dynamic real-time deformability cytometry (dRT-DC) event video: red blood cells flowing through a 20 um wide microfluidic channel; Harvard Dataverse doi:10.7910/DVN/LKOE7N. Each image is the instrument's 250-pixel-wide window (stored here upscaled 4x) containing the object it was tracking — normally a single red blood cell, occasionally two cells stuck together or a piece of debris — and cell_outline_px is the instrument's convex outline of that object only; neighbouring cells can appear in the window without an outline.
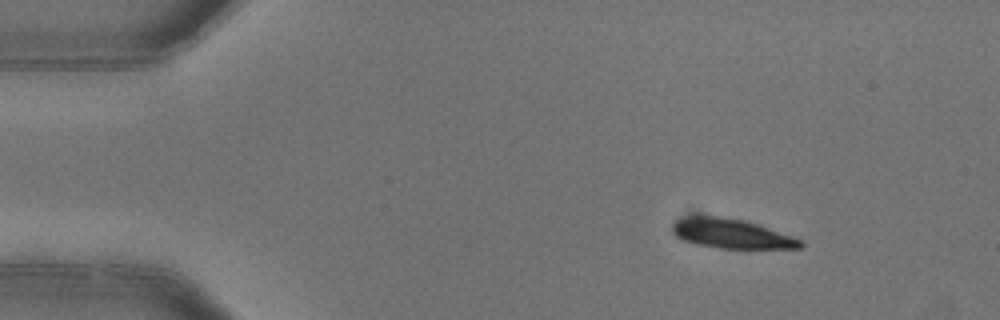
{"species": "common noctule bat (a hibernating species)", "species_latin": "Nyctalus noctula", "temperature_condition": "warm", "stored_images_in_passage": 4, "camera_frame_rate_fps": 3000, "um_per_image_px": 0.085, "animal": {"sex": "female"}, "frame": {"image": 1, "passage_image": 1, "time_ms": 0.0, "image_size_px": [1000, 320], "cell_outline_px": [[804, 244], [800, 248], [720, 248], [696, 244], [684, 240], [676, 236], [672, 232], [672, 224], [676, 220], [688, 216], [720, 216], [744, 220], [804, 240]], "centroid_in_image_um": [62.16, 19.85], "position_along_channel_um": 22.8, "area_um2": 21.85}}
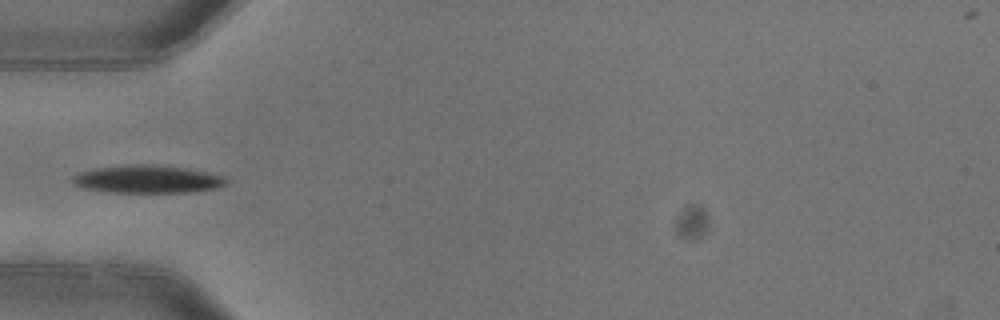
{"frame": {"image": 2, "passage_image": 4, "time_ms": 1.0, "image_size_px": [1000, 320], "cell_outline_px": [[228, 180], [224, 184], [216, 188], [188, 192], [108, 192], [80, 188], [72, 184], [72, 176], [80, 172], [96, 168], [136, 164], [148, 164], [184, 168], [208, 172], [224, 176]], "centroid_in_image_um": [12.48, 15.24], "position_along_channel_um": 72.5, "area_um2": 24.8}}